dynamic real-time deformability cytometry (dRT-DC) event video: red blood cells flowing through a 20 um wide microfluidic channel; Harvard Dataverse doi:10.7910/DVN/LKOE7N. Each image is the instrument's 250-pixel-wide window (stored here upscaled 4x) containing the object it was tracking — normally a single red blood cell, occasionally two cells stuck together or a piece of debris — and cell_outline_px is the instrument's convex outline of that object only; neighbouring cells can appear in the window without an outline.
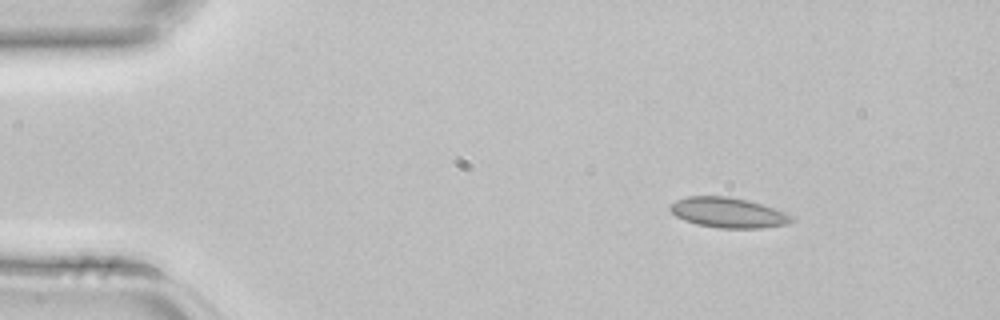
{"species": "common noctule bat (a hibernating species)", "species_latin": "Nyctalus noctula", "temperature_condition": "room temperature", "stored_images_in_passage": 2, "camera_frame_rate_fps": 3000, "um_per_image_px": 0.085, "animal": {"sex": "female", "body_mass_g": 22.7, "forearm_length_mm": 54.2}, "frame": {"image": 1, "passage_image": 1, "time_ms": 0.0, "image_size_px": [1000, 320], "cell_outline_px": [[792, 220], [788, 224], [764, 228], [720, 228], [696, 224], [684, 220], [676, 216], [668, 208], [668, 204], [676, 200], [688, 196], [728, 196], [748, 200], [784, 212], [792, 216]], "centroid_in_image_um": [61.84, 18.07], "position_along_channel_um": 23.2, "area_um2": 21.33}}